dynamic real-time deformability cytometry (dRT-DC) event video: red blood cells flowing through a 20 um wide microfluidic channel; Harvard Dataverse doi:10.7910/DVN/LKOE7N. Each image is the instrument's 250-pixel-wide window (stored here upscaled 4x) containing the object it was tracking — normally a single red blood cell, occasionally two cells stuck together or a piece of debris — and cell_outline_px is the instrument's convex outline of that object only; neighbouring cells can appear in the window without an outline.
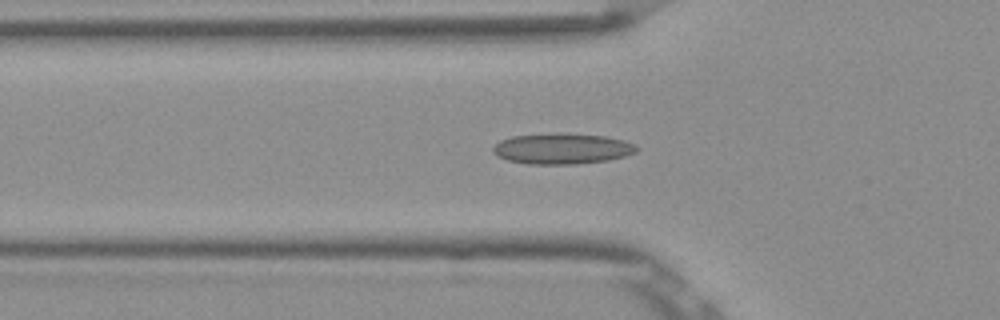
{"species": "Egyptian fruit bat (a non-hibernating species)", "species_latin": "Rousettus aegyptiacus", "temperature_condition": "room temperature", "stored_images_in_passage": 33, "camera_frame_rate_fps": 3000, "um_per_image_px": 0.085, "frame": {"image": 1, "passage_image": 4, "time_ms": 1.0, "image_size_px": [1000, 320], "cell_outline_px": [[640, 148], [636, 152], [624, 156], [608, 160], [576, 164], [528, 164], [508, 160], [496, 156], [492, 152], [492, 148], [500, 140], [512, 136], [560, 132], [604, 136], [624, 140], [636, 144]], "centroid_in_image_um": [47.78, 12.63], "position_along_channel_um": 78.0, "area_um2": 26.01}}
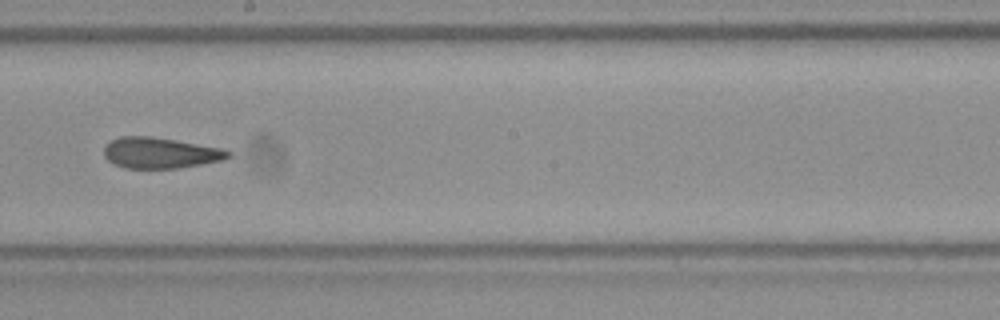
{"frame": {"image": 2, "passage_image": 16, "time_ms": 5.0, "image_size_px": [1000, 320], "cell_outline_px": [[232, 156], [224, 160], [176, 168], [124, 168], [112, 164], [104, 156], [104, 148], [112, 140], [120, 136], [152, 136], [224, 148], [232, 152]], "centroid_in_image_um": [13.65, 12.99], "position_along_channel_um": 234.6, "area_um2": 22.48}}
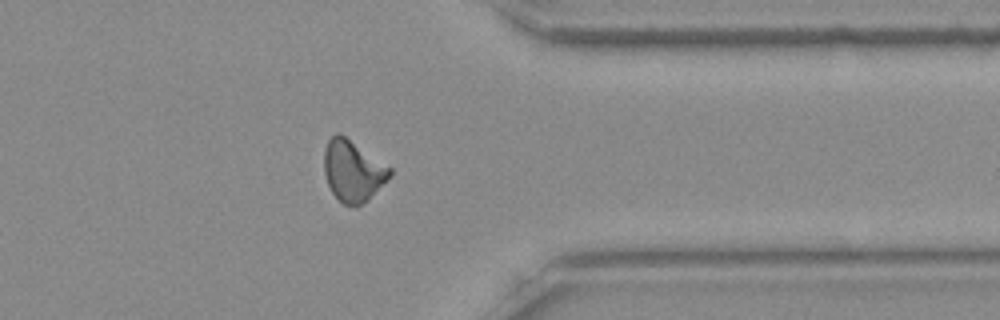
{"frame": {"image": 3, "passage_image": 28, "time_ms": 9.0, "image_size_px": [1000, 320], "cell_outline_px": [[392, 176], [368, 200], [360, 204], [344, 204], [332, 192], [328, 184], [324, 172], [324, 148], [328, 140], [336, 132], [340, 132], [392, 168]], "centroid_in_image_um": [30.01, 14.48], "position_along_channel_um": 381.4, "area_um2": 23.41}}